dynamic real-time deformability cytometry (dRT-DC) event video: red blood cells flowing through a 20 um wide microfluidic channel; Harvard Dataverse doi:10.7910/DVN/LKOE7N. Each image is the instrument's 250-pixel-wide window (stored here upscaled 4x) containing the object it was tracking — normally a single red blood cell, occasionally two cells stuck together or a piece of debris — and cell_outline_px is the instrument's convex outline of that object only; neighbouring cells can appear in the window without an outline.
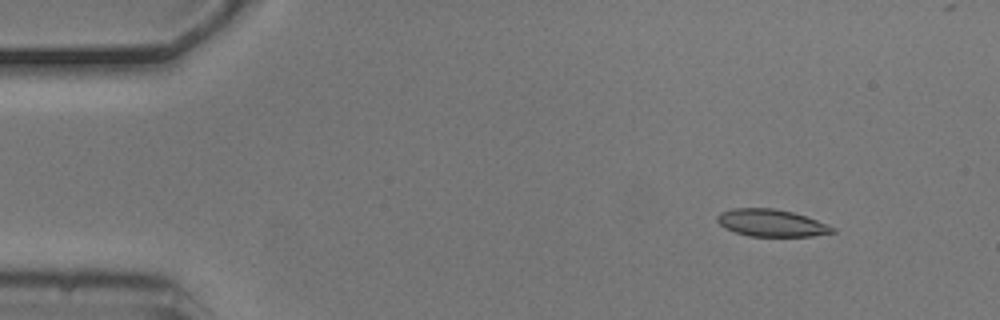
{"species": "common noctule bat (a hibernating species)", "species_latin": "Nyctalus noctula", "temperature_condition": "cold", "stored_images_in_passage": 4, "camera_frame_rate_fps": 3000, "um_per_image_px": 0.085, "animal": {"sex": "male", "body_mass_g": 20.5, "forearm_length_mm": 52.5}, "frame": {"image": 1, "passage_image": 1, "time_ms": 0.0, "image_size_px": [1000, 320], "cell_outline_px": [[836, 232], [812, 236], [748, 236], [724, 228], [716, 220], [716, 216], [720, 212], [736, 208], [772, 208], [792, 212], [816, 220], [836, 228]], "centroid_in_image_um": [65.55, 18.95], "position_along_channel_um": 19.5, "area_um2": 18.15}}
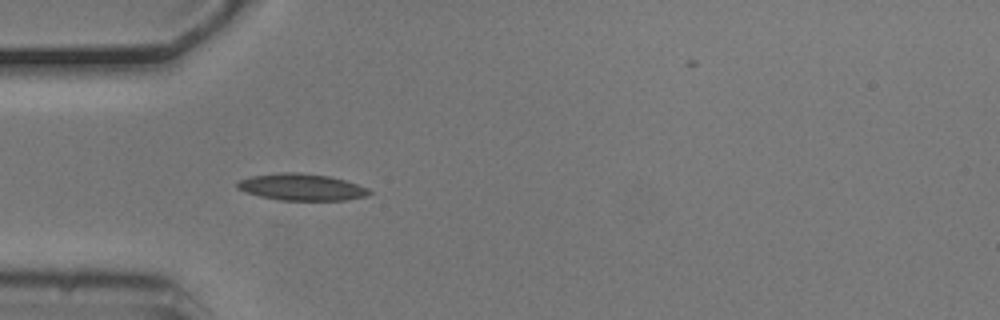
{"frame": {"image": 2, "passage_image": 4, "time_ms": 1.0, "image_size_px": [1000, 320], "cell_outline_px": [[372, 192], [364, 196], [344, 200], [280, 200], [260, 196], [236, 188], [236, 180], [252, 176], [280, 172], [296, 172], [328, 176], [344, 180], [368, 188]], "centroid_in_image_um": [25.58, 15.9], "position_along_channel_um": 59.4, "area_um2": 20.35}}